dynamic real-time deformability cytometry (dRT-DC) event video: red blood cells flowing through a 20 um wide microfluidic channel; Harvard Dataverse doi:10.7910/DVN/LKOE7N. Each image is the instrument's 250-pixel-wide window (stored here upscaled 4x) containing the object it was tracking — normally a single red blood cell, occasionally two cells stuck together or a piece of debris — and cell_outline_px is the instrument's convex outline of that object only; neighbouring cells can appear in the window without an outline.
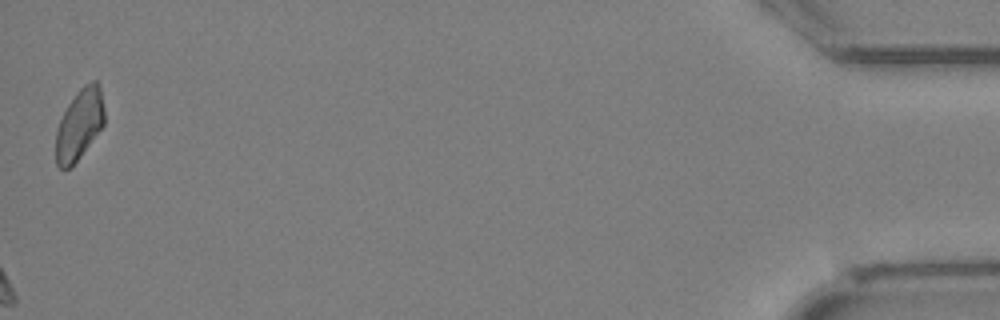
{"species": "Egyptian fruit bat (a non-hibernating species)", "species_latin": "Rousettus aegyptiacus", "temperature_condition": "cold", "stored_images_in_passage": 29, "camera_frame_rate_fps": 3000, "um_per_image_px": 0.085, "animal": {"sex": "female"}, "frame": {"image": 1, "passage_image": 29, "time_ms": 9.333, "image_size_px": [1000, 320], "cell_outline_px": [[104, 124], [72, 168], [60, 168], [56, 164], [56, 132], [60, 120], [68, 104], [76, 92], [84, 84], [92, 80], [96, 80], [100, 88], [104, 108]], "centroid_in_image_um": [6.75, 10.58], "position_along_channel_um": 428.5, "area_um2": 19.94}}